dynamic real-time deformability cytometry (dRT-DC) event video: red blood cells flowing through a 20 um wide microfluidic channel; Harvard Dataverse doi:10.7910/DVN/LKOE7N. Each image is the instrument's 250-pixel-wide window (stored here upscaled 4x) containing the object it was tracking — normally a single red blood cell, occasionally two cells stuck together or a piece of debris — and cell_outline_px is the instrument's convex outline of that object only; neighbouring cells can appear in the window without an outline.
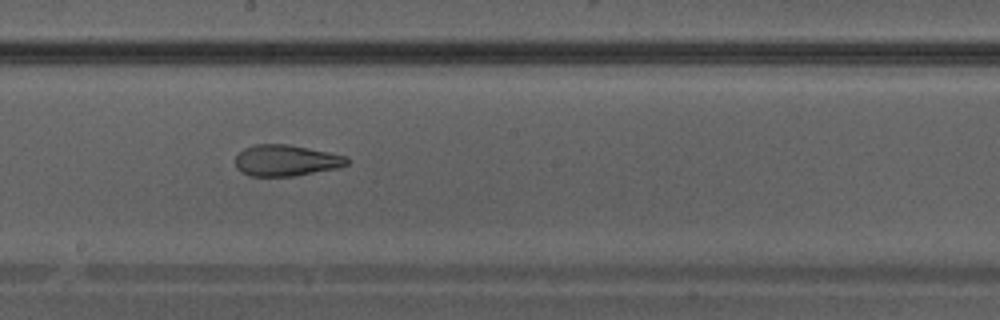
{"species": "Egyptian fruit bat (a non-hibernating species)", "species_latin": "Rousettus aegyptiacus", "temperature_condition": "warm", "stored_images_in_passage": 40, "camera_frame_rate_fps": 3000, "um_per_image_px": 0.085, "animal": {"sex": "male"}, "frame": {"image": 1, "passage_image": 23, "time_ms": 7.333, "image_size_px": [1000, 320], "cell_outline_px": [[348, 164], [336, 168], [292, 176], [248, 176], [240, 172], [236, 168], [236, 156], [244, 148], [256, 144], [288, 144], [328, 152], [344, 156], [348, 160]], "centroid_in_image_um": [24.26, 13.64], "position_along_channel_um": 223.9, "area_um2": 20.11}}